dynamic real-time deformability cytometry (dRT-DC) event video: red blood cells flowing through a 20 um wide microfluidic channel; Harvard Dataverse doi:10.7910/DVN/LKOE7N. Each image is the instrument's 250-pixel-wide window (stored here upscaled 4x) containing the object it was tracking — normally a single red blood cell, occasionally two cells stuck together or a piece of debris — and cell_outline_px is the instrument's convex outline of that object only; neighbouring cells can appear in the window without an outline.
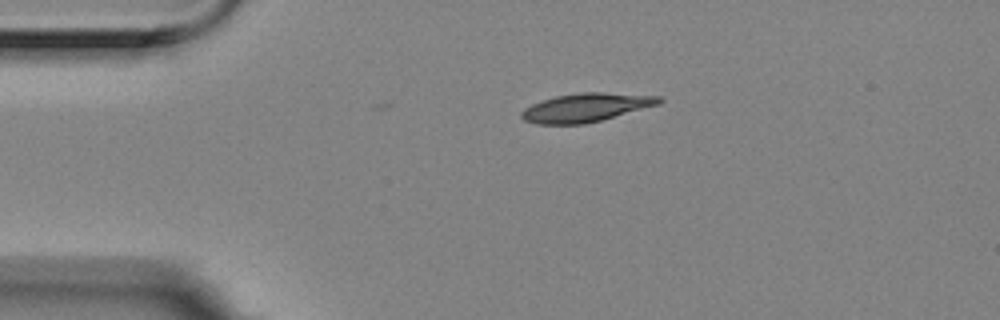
{"species": "Egyptian fruit bat (a non-hibernating species)", "species_latin": "Rousettus aegyptiacus", "temperature_condition": "room temperature", "stored_images_in_passage": 2, "camera_frame_rate_fps": 3000, "um_per_image_px": 0.085, "animal": {"sex": "female"}, "frame": {"image": 1, "passage_image": 1, "time_ms": 0.0, "image_size_px": [1000, 320], "cell_outline_px": [[664, 100], [660, 104], [600, 120], [584, 124], [536, 124], [524, 120], [520, 116], [520, 112], [524, 108], [532, 104], [556, 96], [580, 92], [604, 92], [660, 96]], "centroid_in_image_um": [49.8, 9.13], "position_along_channel_um": 35.2, "area_um2": 22.83}}